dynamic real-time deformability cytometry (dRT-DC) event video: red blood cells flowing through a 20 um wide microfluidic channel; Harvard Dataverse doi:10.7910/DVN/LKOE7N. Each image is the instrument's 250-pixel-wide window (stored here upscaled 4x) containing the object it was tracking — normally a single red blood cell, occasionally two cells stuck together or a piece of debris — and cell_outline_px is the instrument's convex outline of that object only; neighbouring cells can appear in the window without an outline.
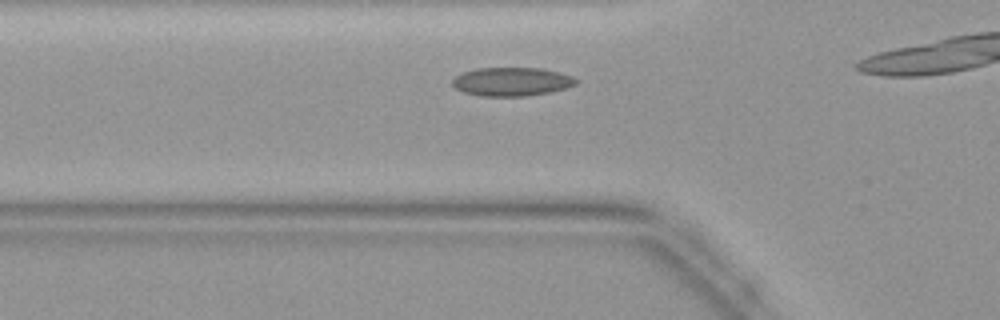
{"species": "common noctule bat (a hibernating species)", "species_latin": "Nyctalus noctula", "temperature_condition": "warm", "stored_images_in_passage": 10, "camera_frame_rate_fps": 3000, "um_per_image_px": 0.085, "animal": {"sex": "female", "body_mass_g": 19.9}, "frame": {"image": 1, "passage_image": 6, "time_ms": 1.667, "image_size_px": [1000, 320], "cell_outline_px": [[580, 80], [576, 84], [564, 88], [548, 92], [524, 96], [480, 96], [464, 92], [456, 88], [452, 84], [452, 80], [456, 76], [464, 72], [476, 68], [540, 68], [572, 76]], "centroid_in_image_um": [43.48, 6.94], "position_along_channel_um": 82.3, "area_um2": 20.4}}
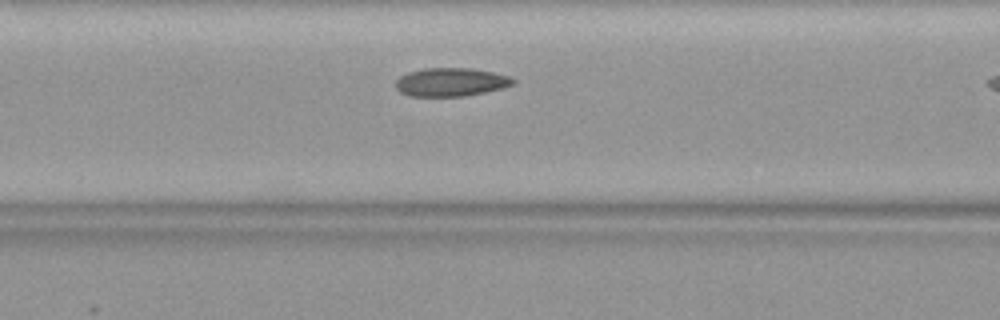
{"frame": {"image": 2, "passage_image": 9, "time_ms": 2.667, "image_size_px": [1000, 320], "cell_outline_px": [[516, 84], [504, 88], [464, 96], [408, 96], [400, 92], [396, 88], [396, 80], [400, 76], [408, 72], [424, 68], [472, 68], [492, 72], [508, 76], [516, 80]], "centroid_in_image_um": [38.33, 6.98], "position_along_channel_um": 128.3, "area_um2": 19.54}}